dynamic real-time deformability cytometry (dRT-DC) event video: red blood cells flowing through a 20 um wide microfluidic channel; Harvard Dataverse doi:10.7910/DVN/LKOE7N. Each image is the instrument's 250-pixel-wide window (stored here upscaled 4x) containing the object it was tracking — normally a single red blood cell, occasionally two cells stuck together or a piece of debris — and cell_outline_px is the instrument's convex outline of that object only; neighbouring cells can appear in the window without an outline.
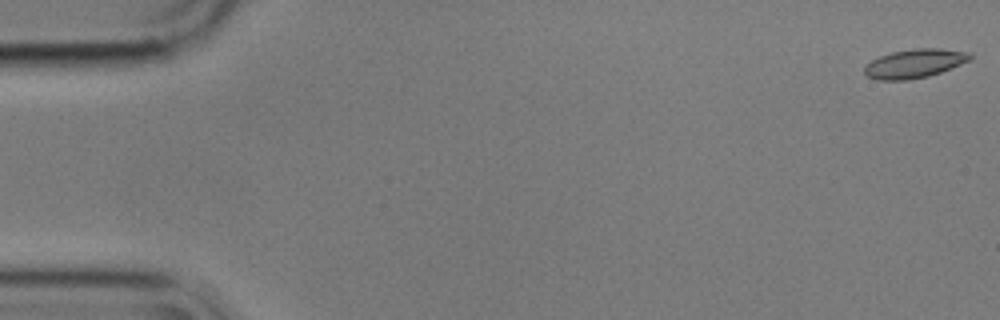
{"species": "common noctule bat (a hibernating species)", "species_latin": "Nyctalus noctula", "temperature_condition": "cold", "stored_images_in_passage": 57, "camera_frame_rate_fps": 3000, "um_per_image_px": 0.085, "animal": {"sex": "male", "body_mass_g": 17.9}, "frame": {"image": 1, "passage_image": 1, "time_ms": 0.0, "image_size_px": [1000, 320], "cell_outline_px": [[972, 60], [940, 72], [928, 76], [908, 80], [876, 80], [868, 76], [864, 72], [864, 68], [872, 60], [880, 56], [892, 52], [916, 48], [940, 48], [968, 52], [972, 56]], "centroid_in_image_um": [77.76, 5.4], "position_along_channel_um": 7.2, "area_um2": 17.69}}
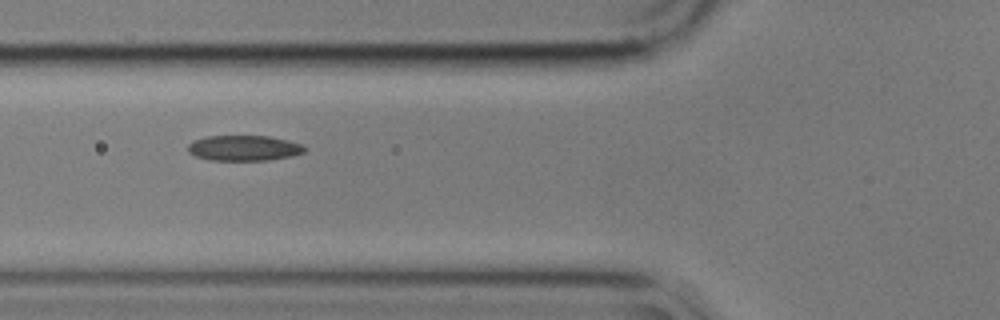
{"frame": {"image": 2, "passage_image": 21, "time_ms": 6.667, "image_size_px": [1000, 320], "cell_outline_px": [[308, 148], [304, 152], [292, 156], [268, 160], [208, 160], [196, 156], [188, 152], [188, 144], [192, 140], [208, 136], [268, 136], [288, 140], [304, 144]], "centroid_in_image_um": [20.76, 12.58], "position_along_channel_um": 105.0, "area_um2": 17.46}}
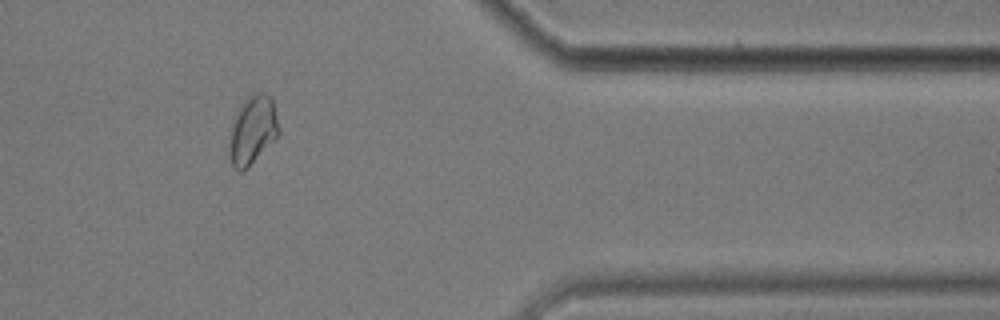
{"frame": {"image": 3, "passage_image": 47, "time_ms": 15.333, "image_size_px": [1000, 320], "cell_outline_px": [[280, 132], [248, 168], [244, 172], [240, 172], [232, 168], [228, 156], [228, 136], [232, 124], [244, 100], [252, 92], [264, 92], [272, 96], [280, 128]], "centroid_in_image_um": [21.45, 11.08], "position_along_channel_um": 390.0, "area_um2": 20.17}, "authors_computed_cell_mechanics": {"area_um2": 17.4556, "velocity_mm_per_s": 3.5285, "shape_relaxation_time_tau1_ms": 6.3953, "shape_relaxation_time_tau2_ms": 3.5719, "deformation_change_tau1": 0.1321, "deformation_change_tau2": 0.0849}}